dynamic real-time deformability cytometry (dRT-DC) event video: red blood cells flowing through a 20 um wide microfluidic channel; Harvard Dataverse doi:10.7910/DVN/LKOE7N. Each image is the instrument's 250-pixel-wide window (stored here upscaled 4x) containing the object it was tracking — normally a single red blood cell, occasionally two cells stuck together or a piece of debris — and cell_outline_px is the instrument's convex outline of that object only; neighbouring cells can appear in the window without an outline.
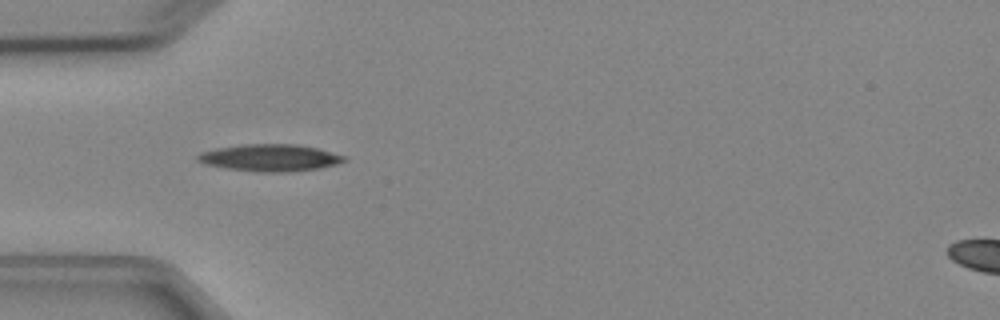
{"species": "Egyptian fruit bat (a non-hibernating species)", "species_latin": "Rousettus aegyptiacus", "temperature_condition": "cold", "stored_images_in_passage": 4, "camera_frame_rate_fps": 3000, "um_per_image_px": 0.085, "animal": {"sex": "female"}, "frame": {"image": 1, "passage_image": 3, "time_ms": 3.333, "image_size_px": [1000, 320], "cell_outline_px": [[348, 160], [336, 164], [320, 168], [288, 172], [256, 172], [224, 168], [204, 164], [196, 160], [196, 156], [200, 152], [220, 148], [244, 144], [296, 144], [316, 148], [344, 156]], "centroid_in_image_um": [22.92, 13.42], "position_along_channel_um": 62.1, "area_um2": 23.0}}